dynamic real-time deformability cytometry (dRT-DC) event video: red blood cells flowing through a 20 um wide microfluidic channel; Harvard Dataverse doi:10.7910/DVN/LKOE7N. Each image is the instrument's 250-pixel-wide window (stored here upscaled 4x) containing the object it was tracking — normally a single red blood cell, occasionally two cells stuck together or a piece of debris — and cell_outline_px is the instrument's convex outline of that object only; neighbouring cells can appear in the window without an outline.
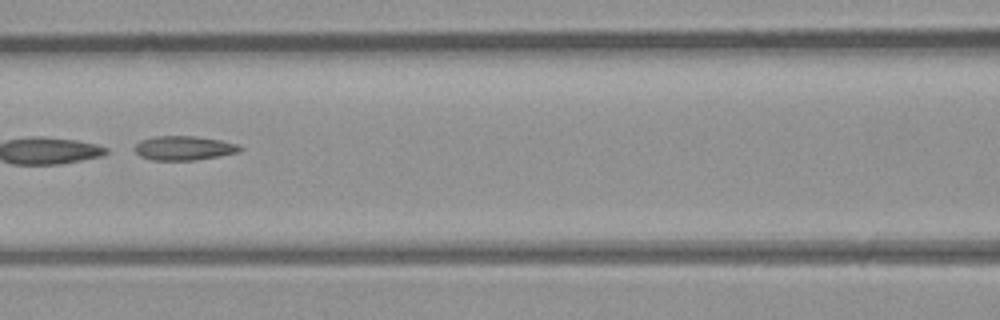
{"species": "common noctule bat (a hibernating species)", "species_latin": "Nyctalus noctula", "temperature_condition": "room temperature", "stored_images_in_passage": 5, "camera_frame_rate_fps": 3000, "um_per_image_px": 0.085, "animal": {"sex": "male", "body_mass_g": 23.1, "forearm_length_mm": 52.7}, "frame": {"image": 1, "passage_image": 5, "time_ms": 1.333, "image_size_px": [1000, 320], "cell_outline_px": [[244, 148], [240, 152], [196, 160], [152, 160], [140, 156], [136, 152], [136, 144], [140, 140], [156, 136], [196, 136], [220, 140], [240, 144]], "centroid_in_image_um": [15.68, 12.58], "position_along_channel_um": 150.9, "area_um2": 14.91}}